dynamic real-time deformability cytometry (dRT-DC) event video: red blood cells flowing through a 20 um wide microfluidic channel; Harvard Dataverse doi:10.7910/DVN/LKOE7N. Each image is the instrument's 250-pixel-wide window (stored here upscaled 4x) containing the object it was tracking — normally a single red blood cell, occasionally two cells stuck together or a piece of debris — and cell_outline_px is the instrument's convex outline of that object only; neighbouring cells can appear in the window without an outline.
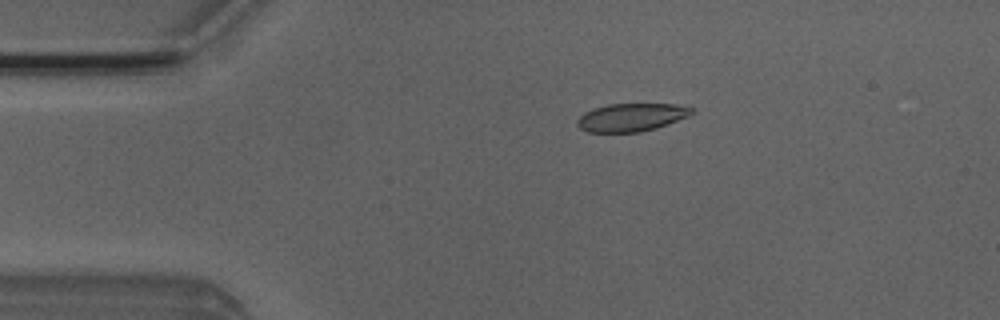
{"species": "Egyptian fruit bat (a non-hibernating species)", "species_latin": "Rousettus aegyptiacus", "temperature_condition": "room temperature", "stored_images_in_passage": 32, "camera_frame_rate_fps": 3000, "um_per_image_px": 0.085, "animal": {"sex": "male"}, "frame": {"image": 1, "passage_image": 3, "time_ms": 0.667, "image_size_px": [1000, 320], "cell_outline_px": [[696, 112], [688, 116], [668, 124], [656, 128], [640, 132], [588, 132], [580, 128], [576, 124], [576, 120], [584, 112], [592, 108], [608, 104], [676, 104], [696, 108]], "centroid_in_image_um": [53.68, 9.96], "position_along_channel_um": 31.3, "area_um2": 18.9}}
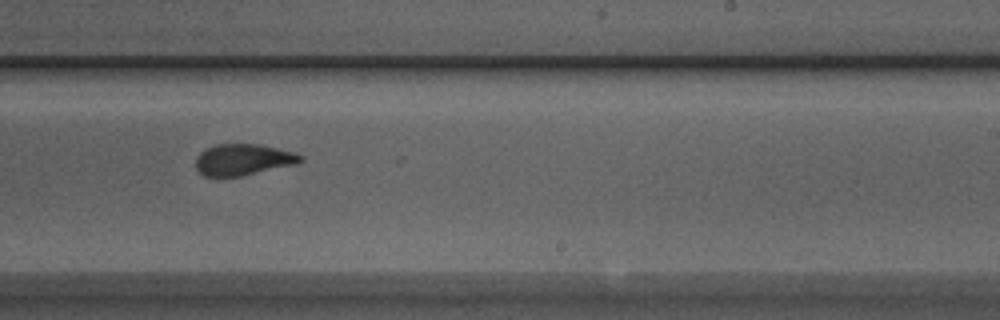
{"frame": {"image": 2, "passage_image": 24, "time_ms": 7.667, "image_size_px": [1000, 320], "cell_outline_px": [[304, 160], [296, 164], [240, 176], [204, 176], [196, 168], [196, 156], [204, 148], [216, 144], [260, 144], [296, 152], [304, 156]], "centroid_in_image_um": [20.68, 13.55], "position_along_channel_um": 268.3, "area_um2": 19.25}}
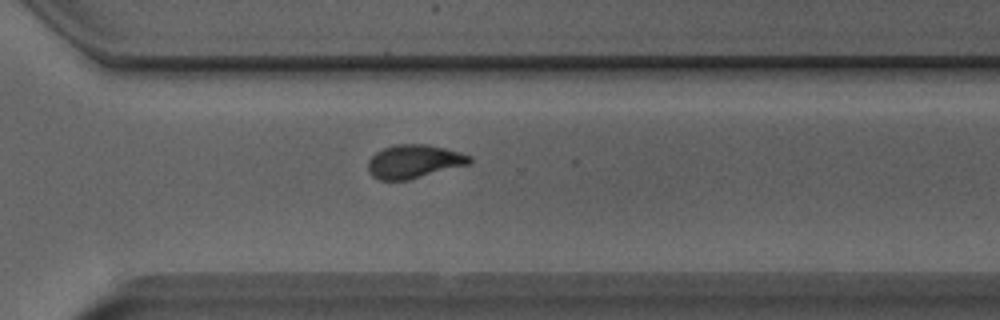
{"frame": {"image": 3, "passage_image": 29, "time_ms": 9.333, "image_size_px": [1000, 320], "cell_outline_px": [[472, 164], [408, 180], [380, 180], [372, 176], [368, 172], [368, 160], [376, 152], [384, 148], [396, 144], [428, 144], [460, 152], [472, 156]], "centroid_in_image_um": [35.22, 13.73], "position_along_channel_um": 335.4, "area_um2": 20.06}, "authors_computed_cell_mechanics": {"area_um2": 19.9988, "velocity_mm_per_s": 4.0183, "shape_relaxation_time_tau1_ms": 4.4617, "shape_relaxation_time_tau2_ms": 0.8408, "deformation_change_tau1": 0.1466, "deformation_change_tau2": 0.0578}}